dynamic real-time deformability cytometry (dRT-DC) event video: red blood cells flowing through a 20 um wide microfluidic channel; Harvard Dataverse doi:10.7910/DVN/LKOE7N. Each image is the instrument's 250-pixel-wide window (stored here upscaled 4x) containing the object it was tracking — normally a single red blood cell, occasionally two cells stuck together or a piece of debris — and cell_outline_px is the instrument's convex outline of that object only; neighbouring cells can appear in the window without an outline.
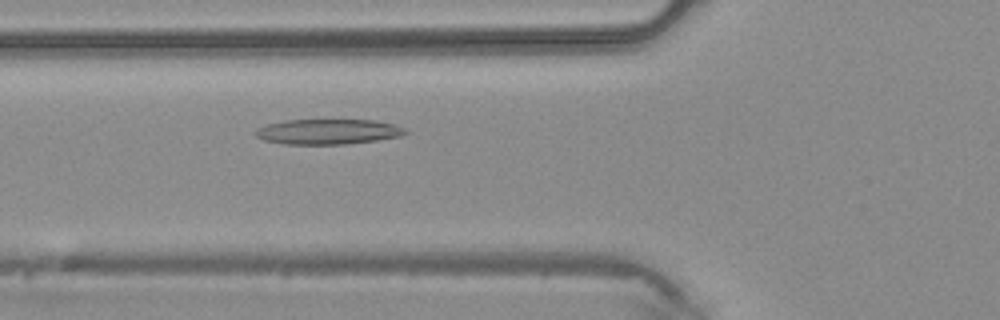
{"species": "common noctule bat (a hibernating species)", "species_latin": "Nyctalus noctula", "temperature_condition": "warm", "stored_images_in_passage": 29, "camera_frame_rate_fps": 3000, "um_per_image_px": 0.085, "animal": {"sex": "male", "body_mass_g": 20.4}, "frame": {"image": 1, "passage_image": 3, "time_ms": 0.667, "image_size_px": [1000, 320], "cell_outline_px": [[408, 132], [400, 136], [376, 140], [344, 144], [284, 144], [264, 140], [256, 136], [256, 128], [268, 124], [284, 120], [376, 120], [392, 124], [404, 128]], "centroid_in_image_um": [27.86, 11.19], "position_along_channel_um": 97.9, "area_um2": 21.85}}
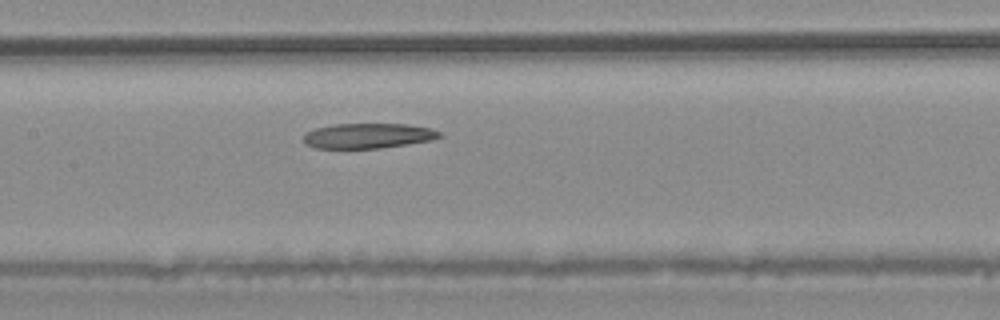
{"frame": {"image": 2, "passage_image": 8, "time_ms": 2.333, "image_size_px": [1000, 320], "cell_outline_px": [[444, 136], [432, 140], [408, 144], [380, 148], [316, 148], [304, 144], [304, 136], [308, 132], [316, 128], [332, 124], [408, 124], [432, 128], [444, 132]], "centroid_in_image_um": [31.36, 11.54], "position_along_channel_um": 176.0, "area_um2": 20.06}}
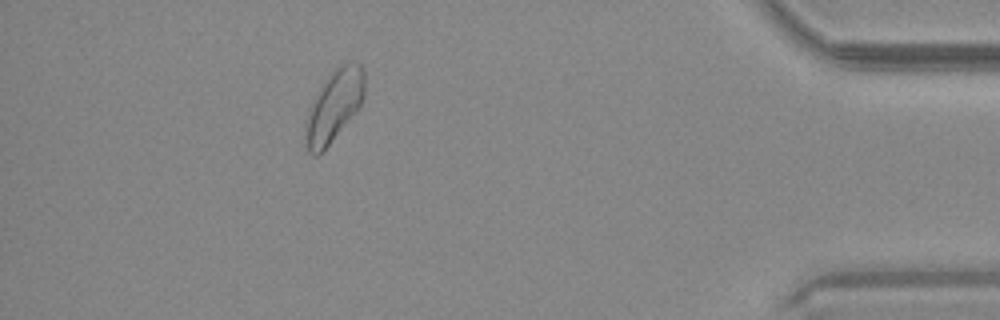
{"frame": {"image": 3, "passage_image": 26, "time_ms": 8.333, "image_size_px": [1000, 320], "cell_outline_px": [[364, 96], [356, 112], [328, 144], [316, 156], [312, 156], [308, 152], [304, 144], [304, 124], [308, 108], [316, 92], [328, 76], [344, 60], [352, 60], [360, 64], [364, 72]], "centroid_in_image_um": [28.35, 8.97], "position_along_channel_um": 406.8, "area_um2": 24.85}}